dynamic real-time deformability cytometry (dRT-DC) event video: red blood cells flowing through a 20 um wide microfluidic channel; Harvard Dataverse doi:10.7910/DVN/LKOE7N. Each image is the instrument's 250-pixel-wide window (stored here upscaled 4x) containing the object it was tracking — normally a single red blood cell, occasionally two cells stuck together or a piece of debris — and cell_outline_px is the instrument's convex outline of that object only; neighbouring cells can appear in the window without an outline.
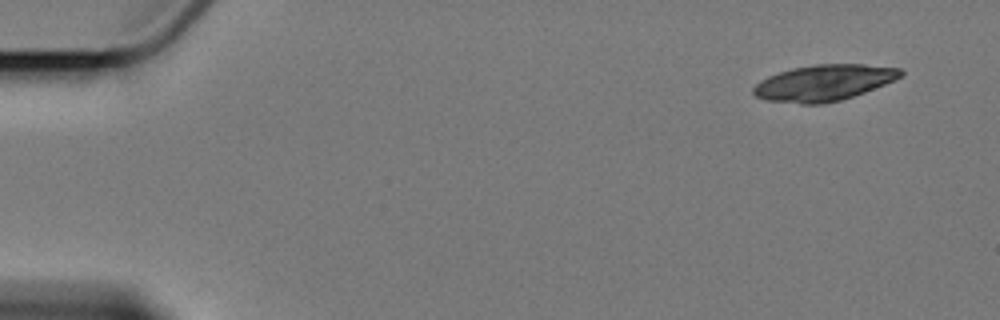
{"species": "Egyptian fruit bat (a non-hibernating species)", "species_latin": "Rousettus aegyptiacus", "temperature_condition": "cold", "stored_images_in_passage": 5, "camera_frame_rate_fps": 3000, "um_per_image_px": 0.085, "animal": {"sex": "female"}, "frame": {"image": 1, "passage_image": 1, "time_ms": 0.0, "image_size_px": [1000, 320], "cell_outline_px": [[904, 72], [900, 76], [884, 84], [864, 92], [840, 100], [820, 104], [800, 104], [764, 100], [756, 96], [752, 92], [752, 88], [760, 80], [768, 76], [792, 68], [812, 64], [864, 64], [900, 68]], "centroid_in_image_um": [69.97, 7.03], "position_along_channel_um": 15.0, "area_um2": 30.81}}
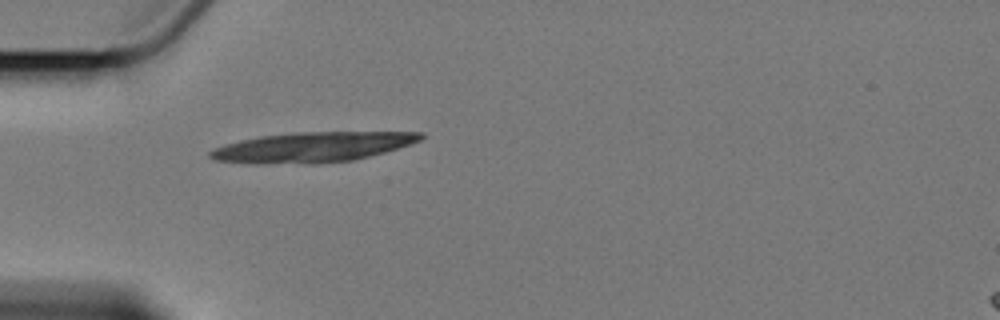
{"frame": {"image": 2, "passage_image": 5, "time_ms": 4.667, "image_size_px": [1000, 320], "cell_outline_px": [[424, 136], [420, 140], [384, 152], [352, 160], [264, 164], [248, 164], [216, 160], [208, 156], [208, 152], [212, 148], [224, 144], [240, 140], [260, 136], [292, 132], [424, 132]], "centroid_in_image_um": [26.46, 12.49], "position_along_channel_um": 58.5, "area_um2": 36.36}}